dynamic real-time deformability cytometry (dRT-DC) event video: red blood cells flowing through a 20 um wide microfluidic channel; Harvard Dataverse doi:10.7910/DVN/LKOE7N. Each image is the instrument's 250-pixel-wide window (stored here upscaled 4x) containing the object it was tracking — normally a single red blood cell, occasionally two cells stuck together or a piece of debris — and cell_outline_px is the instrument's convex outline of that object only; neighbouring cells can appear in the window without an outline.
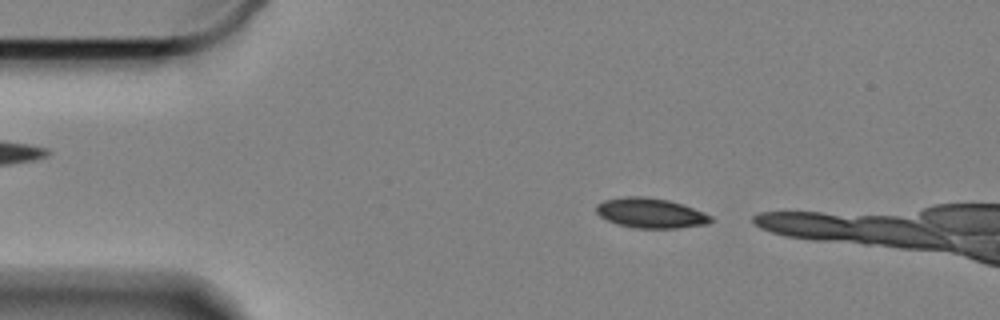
{"species": "Egyptian fruit bat (a non-hibernating species)", "species_latin": "Rousettus aegyptiacus", "temperature_condition": "cold", "stored_images_in_passage": 14, "camera_frame_rate_fps": 3000, "um_per_image_px": 0.085, "animal": {"sex": "female"}, "frame": {"image": 1, "passage_image": 3, "time_ms": 0.667, "image_size_px": [1000, 320], "cell_outline_px": [[712, 220], [708, 224], [676, 228], [632, 228], [616, 224], [600, 216], [596, 212], [596, 204], [604, 200], [628, 196], [644, 196], [668, 200], [704, 212], [712, 216]], "centroid_in_image_um": [55.28, 18.11], "position_along_channel_um": 29.7, "area_um2": 19.94}}
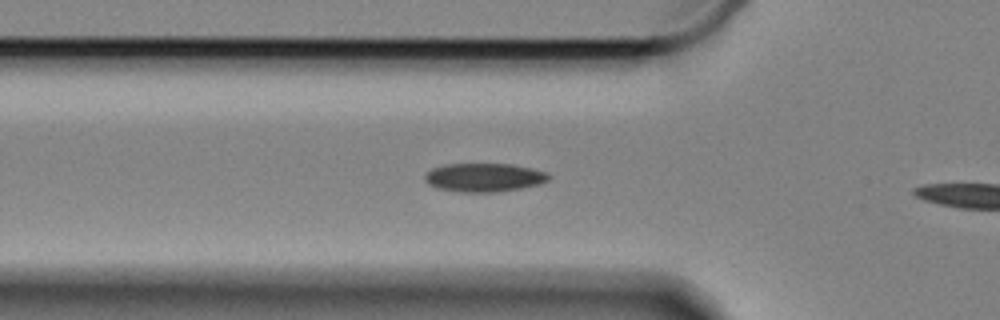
{"frame": {"image": 2, "passage_image": 12, "time_ms": 3.667, "image_size_px": [1000, 320], "cell_outline_px": [[552, 176], [548, 180], [540, 184], [520, 188], [496, 192], [460, 192], [436, 188], [428, 184], [424, 180], [424, 176], [432, 168], [444, 164], [512, 164], [532, 168], [548, 172]], "centroid_in_image_um": [41.16, 15.08], "position_along_channel_um": 84.6, "area_um2": 20.81}}